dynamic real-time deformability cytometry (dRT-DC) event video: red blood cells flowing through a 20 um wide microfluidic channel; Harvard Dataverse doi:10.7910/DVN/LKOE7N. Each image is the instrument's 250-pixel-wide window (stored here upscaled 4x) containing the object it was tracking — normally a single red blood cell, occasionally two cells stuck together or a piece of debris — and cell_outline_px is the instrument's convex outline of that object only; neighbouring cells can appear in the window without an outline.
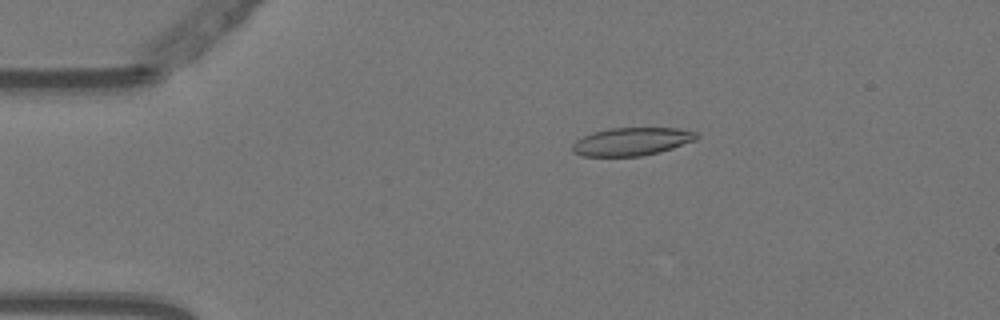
{"species": "Egyptian fruit bat (a non-hibernating species)", "species_latin": "Rousettus aegyptiacus", "temperature_condition": "warm", "stored_images_in_passage": 7, "camera_frame_rate_fps": 3000, "um_per_image_px": 0.085, "animal": {"sex": "female"}, "frame": {"image": 1, "passage_image": 3, "time_ms": 0.667, "image_size_px": [1000, 320], "cell_outline_px": [[700, 136], [696, 140], [660, 152], [640, 156], [584, 156], [572, 152], [572, 144], [576, 140], [584, 136], [608, 128], [676, 128], [696, 132]], "centroid_in_image_um": [53.71, 12.03], "position_along_channel_um": 31.3, "area_um2": 20.17}}
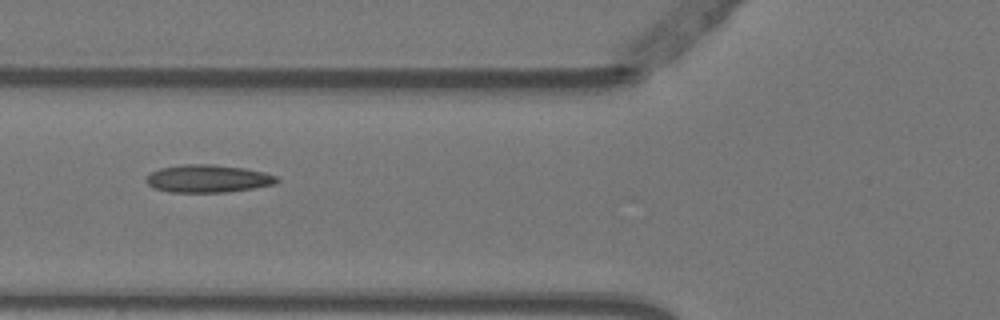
{"frame": {"image": 2, "passage_image": 5, "time_ms": 1.333, "image_size_px": [1000, 320], "cell_outline_px": [[280, 180], [276, 184], [228, 192], [168, 192], [152, 188], [144, 180], [152, 172], [160, 168], [180, 164], [212, 164], [244, 168], [264, 172], [276, 176]], "centroid_in_image_um": [17.66, 15.18], "position_along_channel_um": 108.1, "area_um2": 21.21}}
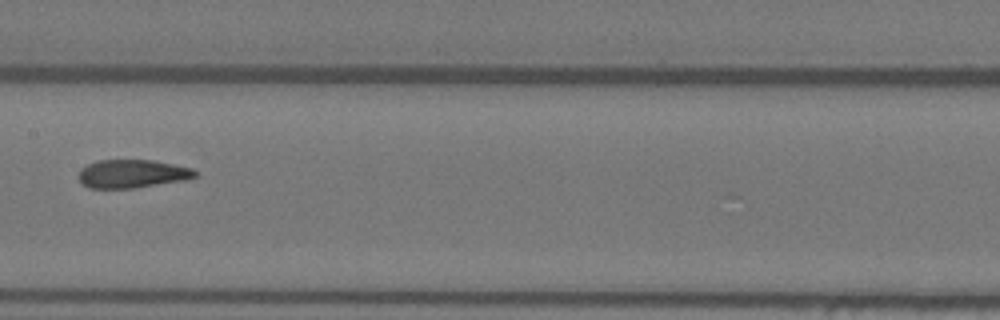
{"frame": {"image": 3, "passage_image": 7, "time_ms": 2.0, "image_size_px": [1000, 320], "cell_outline_px": [[200, 176], [188, 180], [132, 188], [88, 188], [80, 180], [80, 168], [96, 160], [152, 160], [192, 168]], "centroid_in_image_um": [11.28, 14.77], "position_along_channel_um": 196.1, "area_um2": 19.25}}